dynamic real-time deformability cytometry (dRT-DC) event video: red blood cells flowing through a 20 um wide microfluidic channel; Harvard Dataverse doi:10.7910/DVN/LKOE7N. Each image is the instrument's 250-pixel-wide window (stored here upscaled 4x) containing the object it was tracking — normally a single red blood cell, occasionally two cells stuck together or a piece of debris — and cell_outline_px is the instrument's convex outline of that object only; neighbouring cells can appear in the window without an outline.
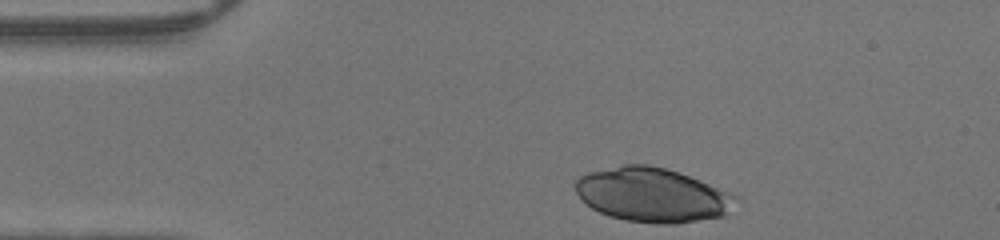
{"species": "human", "species_latin": "Homo sapiens", "temperature_condition": "warm", "stored_images_in_passage": 30, "camera_frame_rate_fps": 3000, "um_per_image_px": 0.085, "donor": {"sex": "male"}, "frame": {"image": 1, "passage_image": 1, "time_ms": 0.0, "image_size_px": [1000, 240], "cell_outline_px": [[740, 196], [724, 216], [676, 224], [660, 224], [624, 220], [608, 216], [592, 208], [576, 192], [576, 176], [588, 172], [620, 164], [648, 164], [680, 172], [732, 192]], "centroid_in_image_um": [55.47, 16.55], "position_along_channel_um": 29.5, "area_um2": 51.04}}
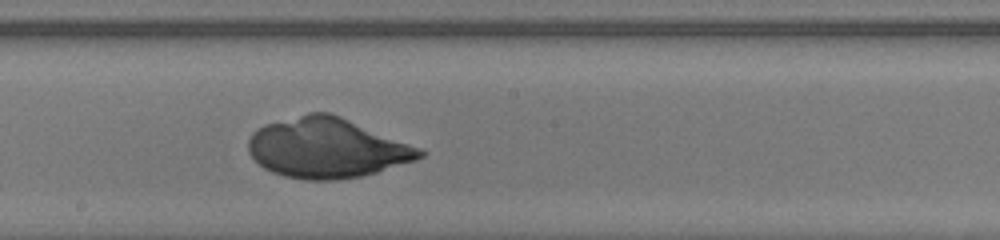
{"frame": {"image": 2, "passage_image": 18, "time_ms": 5.667, "image_size_px": [1000, 240], "cell_outline_px": [[428, 152], [424, 156], [416, 160], [376, 172], [360, 176], [336, 180], [304, 180], [284, 176], [272, 172], [264, 168], [248, 152], [248, 140], [252, 132], [256, 128], [264, 124], [308, 112], [328, 112], [340, 116], [420, 148]], "centroid_in_image_um": [27.76, 12.58], "position_along_channel_um": 220.4, "area_um2": 59.77}}
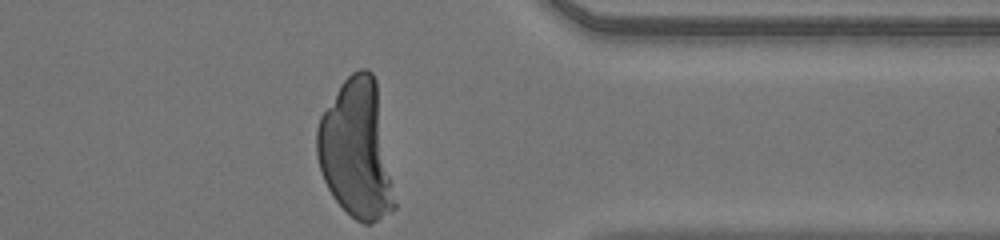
{"frame": {"image": 3, "passage_image": 30, "time_ms": 9.667, "image_size_px": [1000, 240], "cell_outline_px": [[396, 208], [392, 212], [372, 224], [364, 224], [356, 220], [332, 196], [324, 180], [316, 156], [316, 128], [320, 116], [340, 84], [352, 72], [360, 68], [368, 68], [372, 72], [376, 80], [396, 204]], "centroid_in_image_um": [30.28, 12.71], "position_along_channel_um": 381.1, "area_um2": 62.54}}